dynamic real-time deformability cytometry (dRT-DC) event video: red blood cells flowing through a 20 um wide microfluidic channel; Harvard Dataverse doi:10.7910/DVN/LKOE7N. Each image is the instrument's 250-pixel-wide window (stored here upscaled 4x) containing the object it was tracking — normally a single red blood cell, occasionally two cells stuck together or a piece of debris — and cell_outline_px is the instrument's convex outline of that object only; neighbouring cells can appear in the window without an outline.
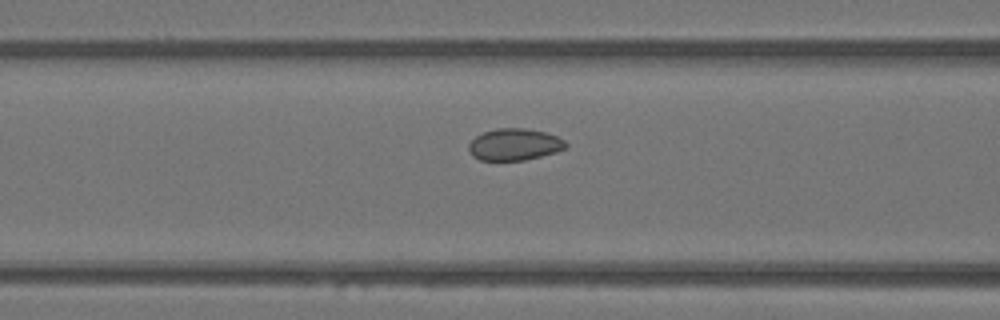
{"species": "Egyptian fruit bat (a non-hibernating species)", "species_latin": "Rousettus aegyptiacus", "temperature_condition": "warm", "stored_images_in_passage": 29, "camera_frame_rate_fps": 3000, "um_per_image_px": 0.085, "animal": {"sex": "female"}, "frame": {"image": 1, "passage_image": 8, "time_ms": 2.333, "image_size_px": [1000, 320], "cell_outline_px": [[568, 148], [556, 152], [524, 160], [480, 160], [472, 156], [468, 152], [468, 144], [476, 136], [484, 132], [496, 128], [524, 128], [544, 132], [556, 136], [564, 140], [568, 144]], "centroid_in_image_um": [43.72, 12.28], "position_along_channel_um": 122.9, "area_um2": 18.03}}
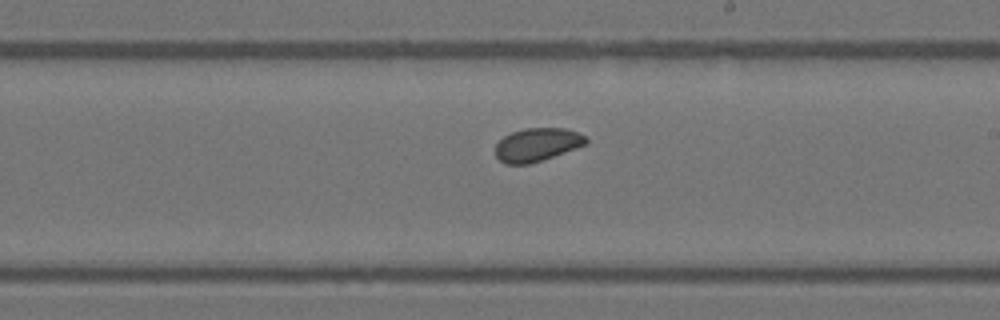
{"frame": {"image": 2, "passage_image": 17, "time_ms": 5.333, "image_size_px": [1000, 320], "cell_outline_px": [[588, 144], [528, 164], [504, 164], [496, 156], [496, 144], [504, 136], [512, 132], [524, 128], [568, 128], [588, 136]], "centroid_in_image_um": [45.69, 12.28], "position_along_channel_um": 243.3, "area_um2": 17.57}}
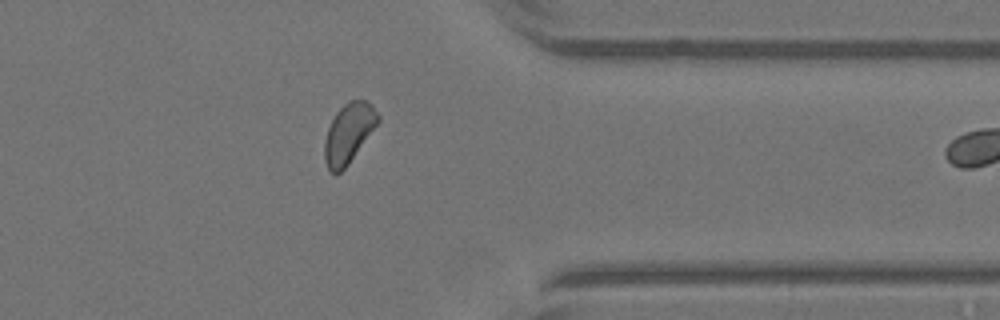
{"frame": {"image": 3, "passage_image": 28, "time_ms": 9.0, "image_size_px": [1000, 320], "cell_outline_px": [[380, 120], [348, 164], [336, 176], [328, 168], [324, 160], [324, 140], [328, 128], [336, 112], [348, 100], [364, 100], [372, 104], [380, 116]], "centroid_in_image_um": [29.63, 11.31], "position_along_channel_um": 381.8, "area_um2": 18.44}}